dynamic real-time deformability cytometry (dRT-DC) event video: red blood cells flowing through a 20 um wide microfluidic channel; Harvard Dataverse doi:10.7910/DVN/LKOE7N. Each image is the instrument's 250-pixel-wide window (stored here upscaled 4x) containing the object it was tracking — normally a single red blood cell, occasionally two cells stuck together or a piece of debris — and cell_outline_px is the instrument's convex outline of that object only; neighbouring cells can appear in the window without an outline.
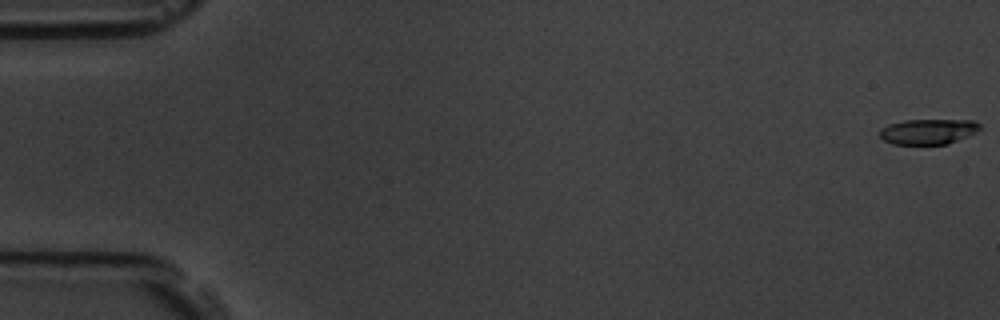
{"species": "common noctule bat (a hibernating species)", "species_latin": "Nyctalus noctula", "temperature_condition": "room temperature", "stored_images_in_passage": 57, "camera_frame_rate_fps": 3000, "um_per_image_px": 0.085, "animal": {"sex": "male", "body_mass_g": 19.5, "forearm_length_mm": 54.6}, "frame": {"image": 1, "passage_image": 1, "time_ms": 0.0, "image_size_px": [1000, 320], "cell_outline_px": [[980, 128], [948, 144], [892, 144], [884, 140], [880, 136], [880, 128], [888, 124], [904, 120], [972, 120], [980, 124]], "centroid_in_image_um": [78.81, 11.17], "position_along_channel_um": 6.2, "area_um2": 14.51}}
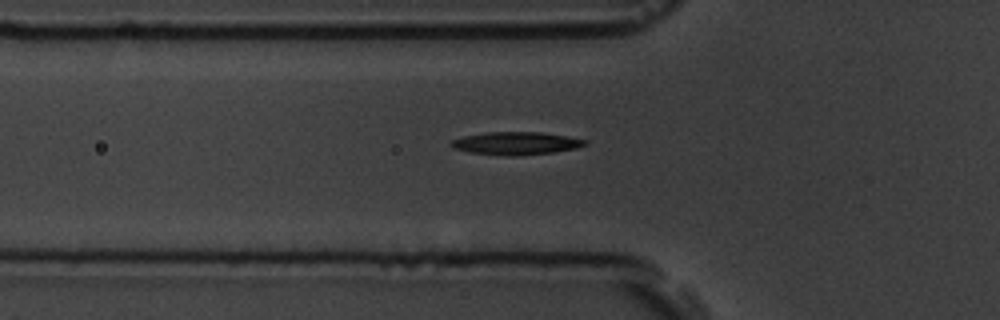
{"frame": {"image": 2, "passage_image": 20, "time_ms": 6.333, "image_size_px": [1000, 320], "cell_outline_px": [[588, 144], [576, 148], [552, 152], [520, 156], [508, 156], [472, 152], [456, 148], [448, 144], [452, 140], [464, 136], [488, 132], [540, 132], [588, 140]], "centroid_in_image_um": [43.89, 12.18], "position_along_channel_um": 81.9, "area_um2": 17.57}}
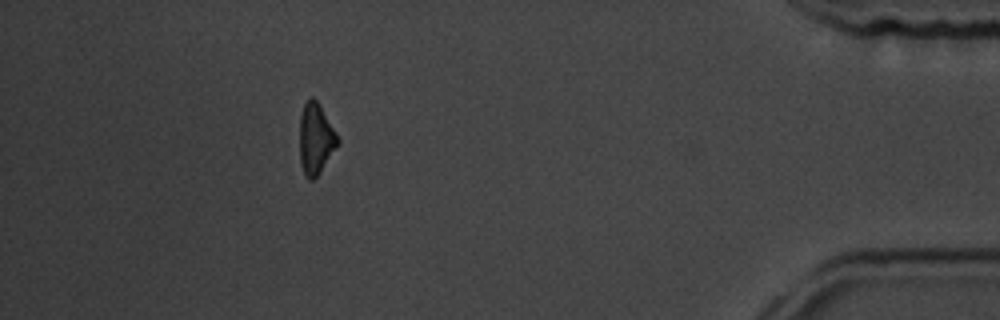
{"frame": {"image": 3, "passage_image": 51, "time_ms": 16.667, "image_size_px": [1000, 320], "cell_outline_px": [[340, 140], [320, 172], [312, 180], [308, 180], [304, 172], [300, 160], [300, 116], [304, 104], [312, 96], [320, 104], [336, 132]], "centroid_in_image_um": [26.83, 11.77], "position_along_channel_um": 408.4, "area_um2": 15.49}, "authors_computed_cell_mechanics": {"area_um2": 16.6464, "velocity_mm_per_s": 3.6752, "shape_relaxation_time_tau1_ms": 3.3951, "shape_relaxation_time_tau2_ms": null, "deformation_change_tau1": 0.1191, "deformation_change_tau2": null}}